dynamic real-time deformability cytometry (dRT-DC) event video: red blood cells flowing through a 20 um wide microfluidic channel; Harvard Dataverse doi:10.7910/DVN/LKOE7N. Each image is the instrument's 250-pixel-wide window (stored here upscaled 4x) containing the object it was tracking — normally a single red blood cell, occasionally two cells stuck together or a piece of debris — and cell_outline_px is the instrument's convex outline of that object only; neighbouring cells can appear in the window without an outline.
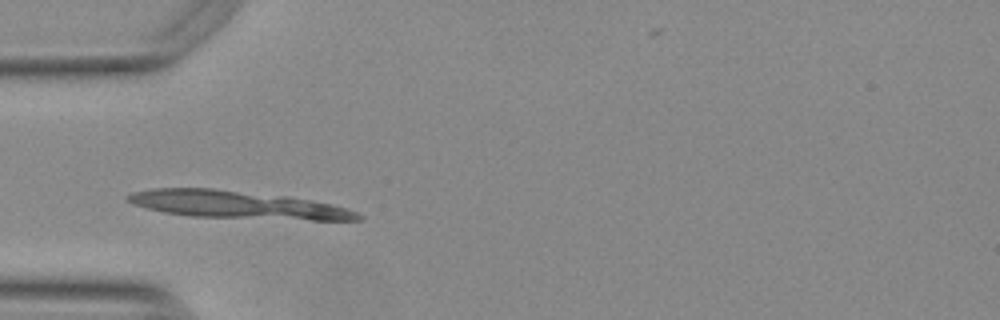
{"species": "Egyptian fruit bat (a non-hibernating species)", "species_latin": "Rousettus aegyptiacus", "temperature_condition": "warm", "stored_images_in_passage": 44, "camera_frame_rate_fps": 3000, "um_per_image_px": 0.085, "animal": {"sex": "female"}, "frame": {"image": 1, "passage_image": 7, "time_ms": 2.0, "image_size_px": [1000, 320], "cell_outline_px": [[364, 220], [312, 220], [192, 216], [164, 212], [132, 204], [124, 196], [132, 192], [152, 188], [212, 188], [288, 196], [348, 208], [364, 216]], "centroid_in_image_um": [20.17, 17.4], "position_along_channel_um": 64.8, "area_um2": 36.93}}